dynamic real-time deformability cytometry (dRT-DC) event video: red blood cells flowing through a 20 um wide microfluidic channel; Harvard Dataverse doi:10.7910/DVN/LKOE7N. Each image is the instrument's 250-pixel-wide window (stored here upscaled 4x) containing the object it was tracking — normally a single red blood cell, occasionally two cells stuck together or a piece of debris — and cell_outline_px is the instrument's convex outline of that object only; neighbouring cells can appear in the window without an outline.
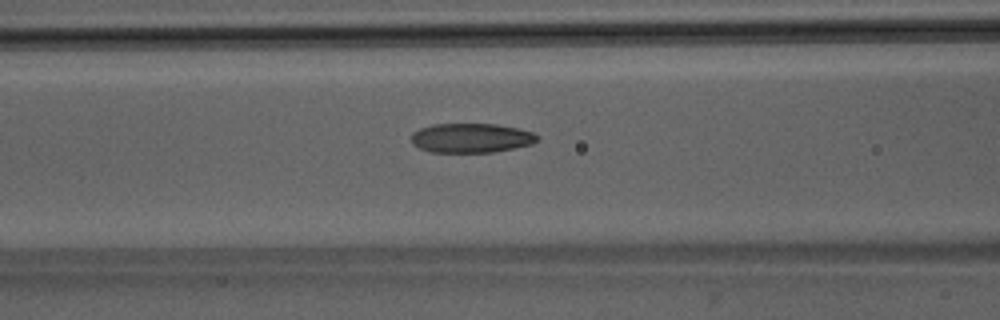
{"species": "Egyptian fruit bat (a non-hibernating species)", "species_latin": "Rousettus aegyptiacus", "temperature_condition": "room temperature", "stored_images_in_passage": 47, "camera_frame_rate_fps": 3000, "um_per_image_px": 0.085, "animal": {"sex": "male"}, "frame": {"image": 1, "passage_image": 21, "time_ms": 6.667, "image_size_px": [1000, 320], "cell_outline_px": [[540, 136], [532, 144], [492, 152], [432, 152], [420, 148], [412, 144], [412, 132], [420, 128], [432, 124], [496, 124], [516, 128], [532, 132]], "centroid_in_image_um": [40.03, 11.72], "position_along_channel_um": 126.6, "area_um2": 21.44}}
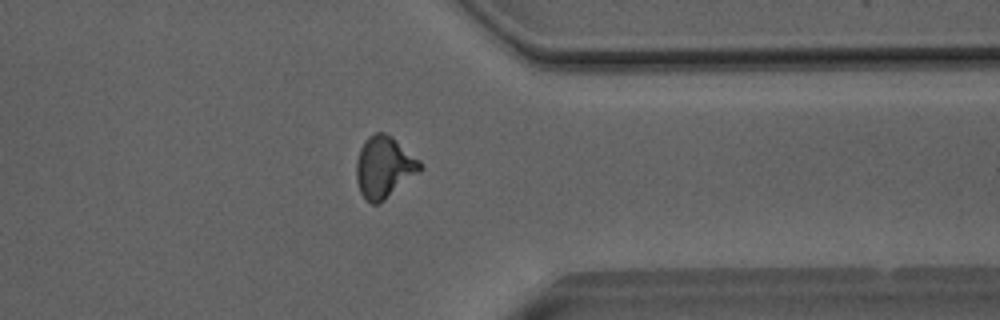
{"frame": {"image": 2, "passage_image": 40, "time_ms": 13.0, "image_size_px": [1000, 320], "cell_outline_px": [[424, 168], [420, 172], [384, 200], [376, 204], [372, 204], [360, 192], [356, 180], [356, 160], [360, 148], [368, 136], [376, 132], [384, 132], [392, 136], [420, 160], [424, 164]], "centroid_in_image_um": [32.67, 14.18], "position_along_channel_um": 378.7, "area_um2": 23.0}}
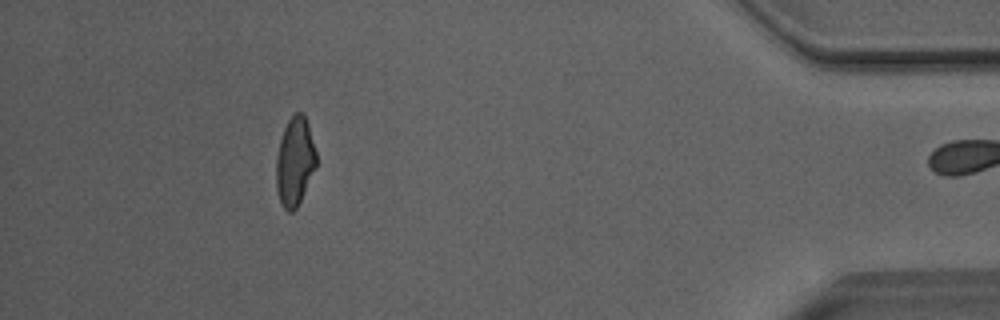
{"frame": {"image": 3, "passage_image": 46, "time_ms": 15.0, "image_size_px": [1000, 320], "cell_outline_px": [[316, 168], [296, 208], [292, 212], [288, 212], [280, 204], [276, 188], [276, 156], [280, 140], [284, 128], [288, 120], [296, 112], [304, 112], [308, 124], [316, 152]], "centroid_in_image_um": [25.05, 13.73], "position_along_channel_um": 410.2, "area_um2": 20.75}, "authors_computed_cell_mechanics": {"area_um2": 21.964, "velocity_mm_per_s": 4.0725, "shape_relaxation_time_tau1_ms": 7.093, "shape_relaxation_time_tau2_ms": 2.0988, "deformation_change_tau1": 0.1977, "deformation_change_tau2": 0.0991}}